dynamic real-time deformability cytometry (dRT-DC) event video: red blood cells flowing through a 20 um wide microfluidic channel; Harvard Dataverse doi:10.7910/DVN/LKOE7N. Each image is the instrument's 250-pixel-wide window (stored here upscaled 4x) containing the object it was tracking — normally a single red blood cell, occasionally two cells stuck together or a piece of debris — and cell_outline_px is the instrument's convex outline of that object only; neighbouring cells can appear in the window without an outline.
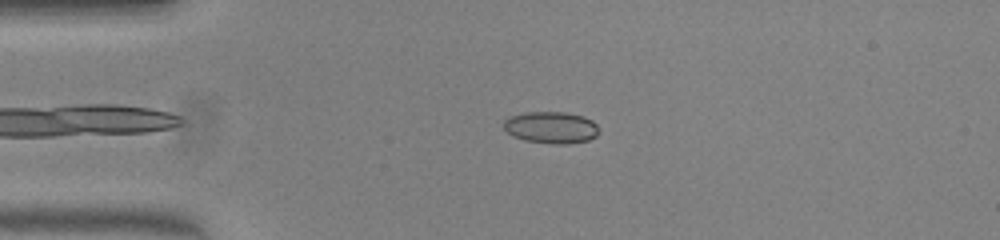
{"species": "common noctule bat (a hibernating species)", "species_latin": "Nyctalus noctula", "temperature_condition": "warm", "stored_images_in_passage": 39, "camera_frame_rate_fps": 3000, "um_per_image_px": 0.085, "animal": {"sex": "female", "body_mass_g": 23.0, "forearm_length_mm": 53.4}, "frame": {"image": 1, "passage_image": 7, "time_ms": 2.0, "image_size_px": [1000, 240], "cell_outline_px": [[600, 132], [596, 136], [588, 140], [568, 144], [552, 144], [524, 140], [512, 136], [500, 124], [508, 116], [524, 112], [564, 112], [584, 116], [592, 120], [596, 124]], "centroid_in_image_um": [46.82, 10.83], "position_along_channel_um": 38.2, "area_um2": 17.98}}
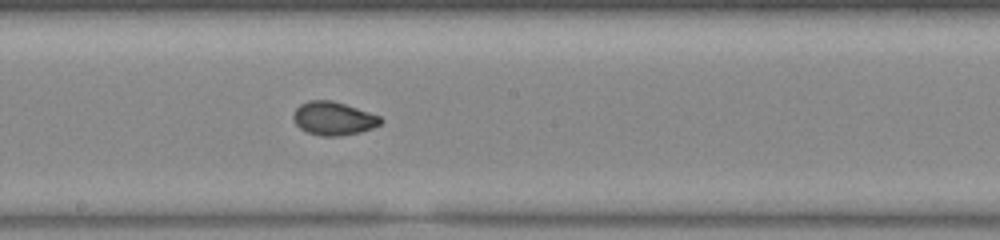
{"frame": {"image": 2, "passage_image": 23, "time_ms": 7.333, "image_size_px": [1000, 240], "cell_outline_px": [[384, 120], [380, 124], [372, 128], [360, 132], [336, 136], [324, 136], [308, 132], [300, 128], [296, 124], [292, 116], [292, 112], [300, 104], [308, 100], [332, 100], [380, 116]], "centroid_in_image_um": [28.32, 10.06], "position_along_channel_um": 219.9, "area_um2": 16.88}}
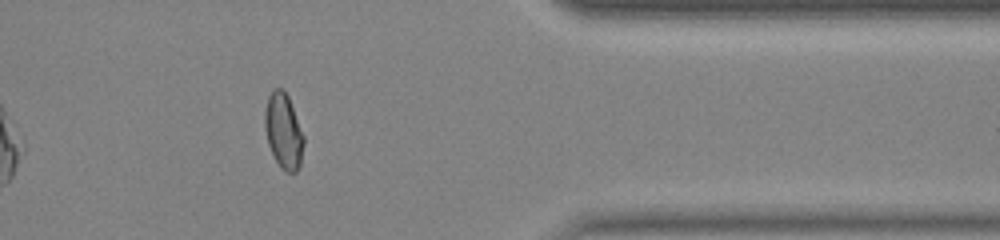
{"frame": {"image": 3, "passage_image": 37, "time_ms": 12.0, "image_size_px": [1000, 240], "cell_outline_px": [[304, 144], [300, 164], [296, 172], [284, 172], [280, 168], [268, 144], [264, 124], [264, 112], [268, 96], [272, 88], [284, 88], [288, 96], [304, 136]], "centroid_in_image_um": [24.09, 11.12], "position_along_channel_um": 387.3, "area_um2": 17.17}, "authors_computed_cell_mechanics": {"area_um2": 16.8776, "velocity_mm_per_s": 4.0054, "shape_relaxation_time_tau1_ms": 10.9249, "shape_relaxation_time_tau2_ms": 0.6409, "deformation_change_tau1": 0.2725, "deformation_change_tau2": 0.0366}}